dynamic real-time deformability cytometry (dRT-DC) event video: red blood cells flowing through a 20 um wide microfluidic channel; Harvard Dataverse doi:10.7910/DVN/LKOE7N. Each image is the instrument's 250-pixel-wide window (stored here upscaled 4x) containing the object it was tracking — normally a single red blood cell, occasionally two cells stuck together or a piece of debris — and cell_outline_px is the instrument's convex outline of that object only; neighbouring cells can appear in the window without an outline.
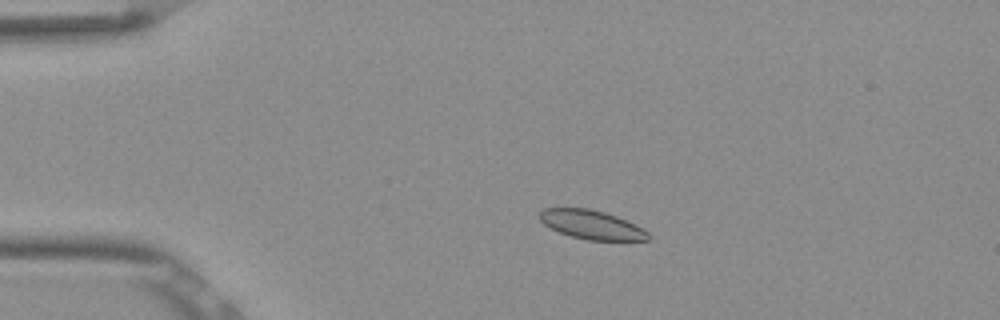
{"species": "Egyptian fruit bat (a non-hibernating species)", "species_latin": "Rousettus aegyptiacus", "temperature_condition": "room temperature", "stored_images_in_passage": 52, "camera_frame_rate_fps": 3000, "um_per_image_px": 0.085, "frame": {"image": 1, "passage_image": 10, "time_ms": 3.0, "image_size_px": [1000, 320], "cell_outline_px": [[652, 236], [648, 240], [588, 240], [572, 236], [560, 232], [544, 224], [536, 216], [544, 208], [588, 208], [604, 212], [616, 216], [636, 224], [648, 232]], "centroid_in_image_um": [50.29, 19.09], "position_along_channel_um": 34.7, "area_um2": 18.26}}
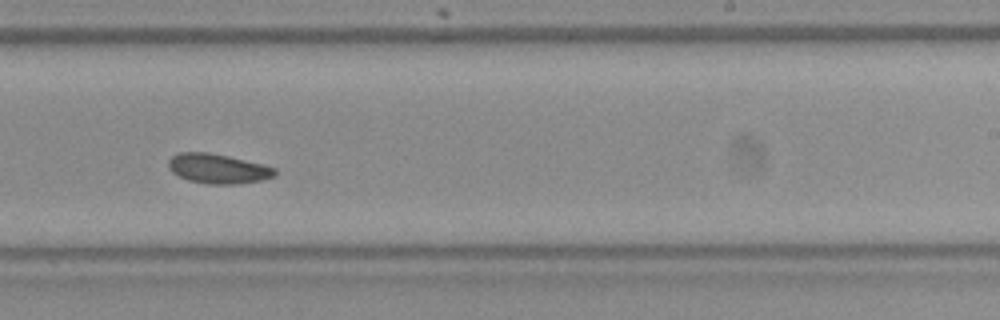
{"frame": {"image": 2, "passage_image": 32, "time_ms": 10.333, "image_size_px": [1000, 320], "cell_outline_px": [[276, 176], [260, 180], [236, 184], [208, 184], [188, 180], [172, 172], [168, 168], [168, 160], [172, 156], [180, 152], [208, 152], [228, 156], [264, 164], [276, 168]], "centroid_in_image_um": [18.53, 14.33], "position_along_channel_um": 270.5, "area_um2": 18.44}}
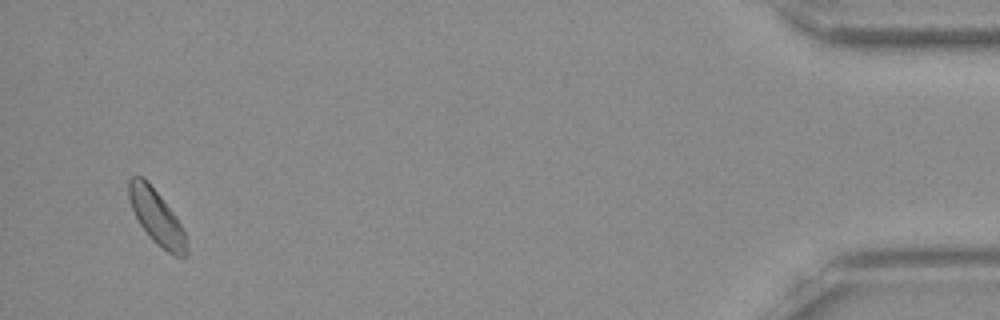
{"frame": {"image": 3, "passage_image": 50, "time_ms": 16.333, "image_size_px": [1000, 320], "cell_outline_px": [[188, 252], [184, 256], [176, 256], [168, 252], [156, 244], [152, 240], [140, 224], [128, 200], [128, 180], [132, 176], [144, 176], [176, 216], [184, 232], [188, 248]], "centroid_in_image_um": [13.29, 18.43], "position_along_channel_um": 421.9, "area_um2": 18.21}}